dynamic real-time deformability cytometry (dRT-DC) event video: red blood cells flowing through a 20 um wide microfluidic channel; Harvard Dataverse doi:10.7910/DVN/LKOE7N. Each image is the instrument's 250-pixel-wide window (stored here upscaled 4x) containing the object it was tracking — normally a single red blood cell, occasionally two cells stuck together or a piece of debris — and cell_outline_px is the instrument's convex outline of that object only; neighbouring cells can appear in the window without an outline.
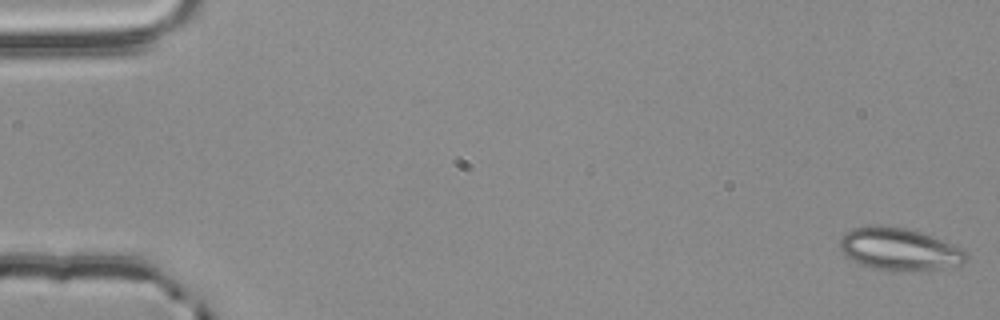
{"species": "common noctule bat (a hibernating species)", "species_latin": "Nyctalus noctula", "temperature_condition": "room temperature", "stored_images_in_passage": 55, "camera_frame_rate_fps": 3000, "um_per_image_px": 0.085, "animal": {"sex": "male", "body_mass_g": 20.4}, "frame": {"image": 1, "passage_image": 1, "time_ms": 0.0, "image_size_px": [1000, 320], "cell_outline_px": [[968, 260], [964, 264], [944, 268], [896, 272], [888, 272], [872, 268], [860, 264], [852, 260], [840, 248], [840, 240], [844, 232], [852, 228], [872, 224], [876, 224], [904, 228], [920, 232], [952, 244], [968, 252]], "centroid_in_image_um": [76.44, 21.19], "position_along_channel_um": 8.6, "area_um2": 31.56}}
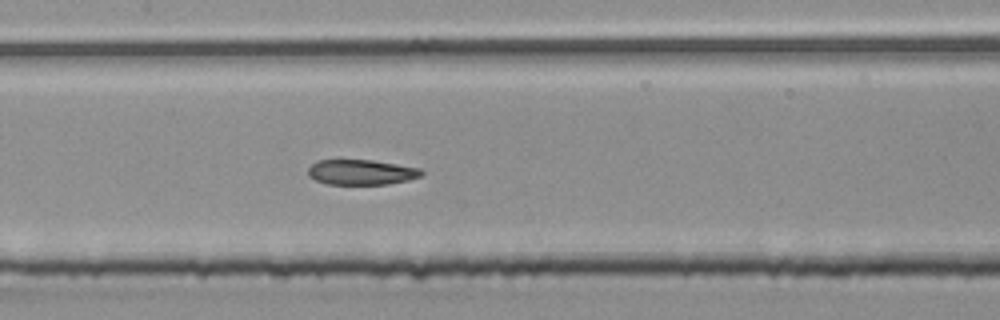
{"frame": {"image": 2, "passage_image": 27, "time_ms": 8.667, "image_size_px": [1000, 320], "cell_outline_px": [[424, 172], [420, 176], [408, 180], [388, 184], [328, 184], [316, 180], [308, 176], [308, 168], [316, 160], [372, 160], [420, 168]], "centroid_in_image_um": [30.69, 14.63], "position_along_channel_um": 176.7, "area_um2": 16.59}}
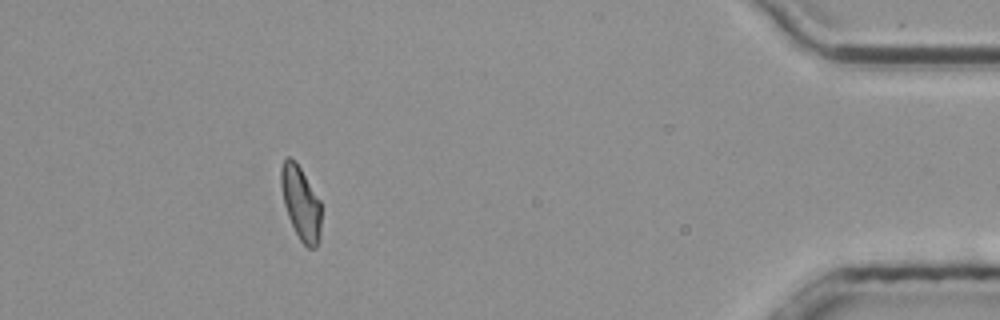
{"frame": {"image": 3, "passage_image": 50, "time_ms": 16.333, "image_size_px": [1000, 320], "cell_outline_px": [[320, 236], [316, 248], [308, 248], [300, 240], [288, 216], [284, 204], [280, 184], [280, 168], [284, 160], [288, 156], [296, 160], [320, 200]], "centroid_in_image_um": [25.55, 17.22], "position_along_channel_um": 409.6, "area_um2": 17.22}, "authors_computed_cell_mechanics": {"area_um2": 17.8024, "velocity_mm_per_s": 3.8168, "shape_relaxation_time_tau1_ms": null, "shape_relaxation_time_tau2_ms": 3.6328, "deformation_change_tau1": null, "deformation_change_tau2": 0.0966}}